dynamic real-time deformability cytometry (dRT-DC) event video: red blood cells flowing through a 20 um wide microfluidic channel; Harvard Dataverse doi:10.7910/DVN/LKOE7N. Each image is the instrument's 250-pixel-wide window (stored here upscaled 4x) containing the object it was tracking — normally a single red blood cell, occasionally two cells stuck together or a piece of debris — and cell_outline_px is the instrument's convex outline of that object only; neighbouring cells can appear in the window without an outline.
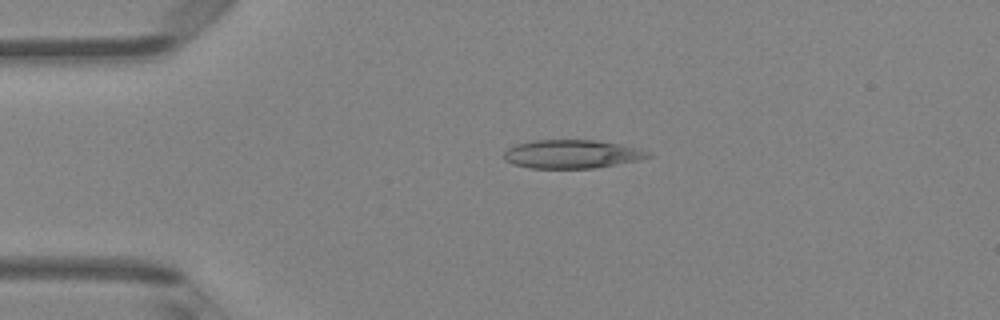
{"species": "Egyptian fruit bat (a non-hibernating species)", "species_latin": "Rousettus aegyptiacus", "temperature_condition": "room temperature", "stored_images_in_passage": 32, "camera_frame_rate_fps": 3000, "um_per_image_px": 0.085, "animal": {"sex": "female"}, "frame": {"image": 1, "passage_image": 1, "time_ms": 0.0, "image_size_px": [1000, 320], "cell_outline_px": [[652, 156], [640, 160], [596, 168], [528, 168], [512, 164], [504, 160], [504, 152], [508, 148], [516, 144], [536, 140], [596, 140], [620, 144], [640, 148], [652, 152]], "centroid_in_image_um": [48.64, 13.1], "position_along_channel_um": 36.4, "area_um2": 24.22}}
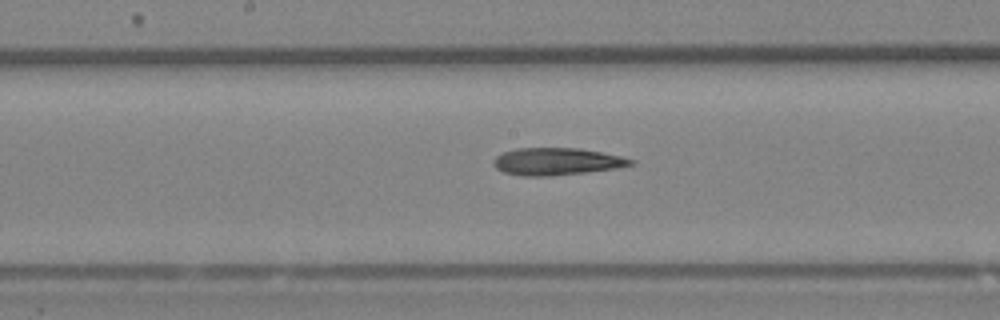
{"frame": {"image": 2, "passage_image": 15, "time_ms": 4.667, "image_size_px": [1000, 320], "cell_outline_px": [[636, 164], [616, 168], [552, 176], [520, 176], [504, 172], [496, 168], [492, 164], [492, 160], [496, 156], [504, 152], [516, 148], [580, 148], [620, 156], [636, 160]], "centroid_in_image_um": [47.3, 13.73], "position_along_channel_um": 200.9, "area_um2": 21.85}}
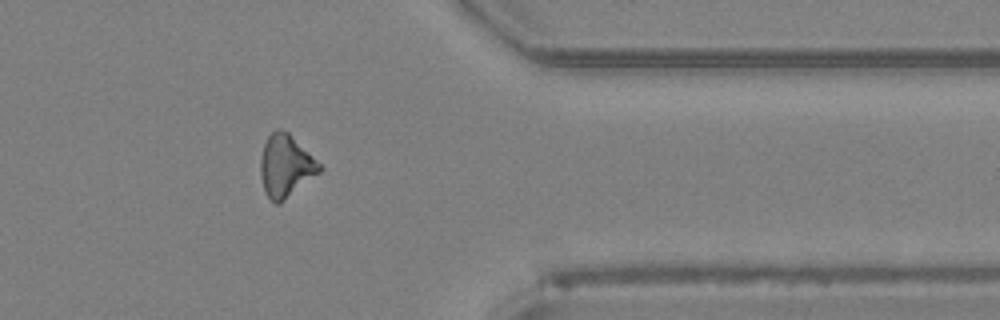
{"frame": {"image": 3, "passage_image": 29, "time_ms": 9.333, "image_size_px": [1000, 320], "cell_outline_px": [[324, 168], [320, 172], [280, 204], [276, 204], [264, 192], [260, 176], [260, 156], [264, 144], [268, 136], [276, 128], [280, 128], [288, 132]], "centroid_in_image_um": [24.26, 14.11], "position_along_channel_um": 387.1, "area_um2": 21.39}}